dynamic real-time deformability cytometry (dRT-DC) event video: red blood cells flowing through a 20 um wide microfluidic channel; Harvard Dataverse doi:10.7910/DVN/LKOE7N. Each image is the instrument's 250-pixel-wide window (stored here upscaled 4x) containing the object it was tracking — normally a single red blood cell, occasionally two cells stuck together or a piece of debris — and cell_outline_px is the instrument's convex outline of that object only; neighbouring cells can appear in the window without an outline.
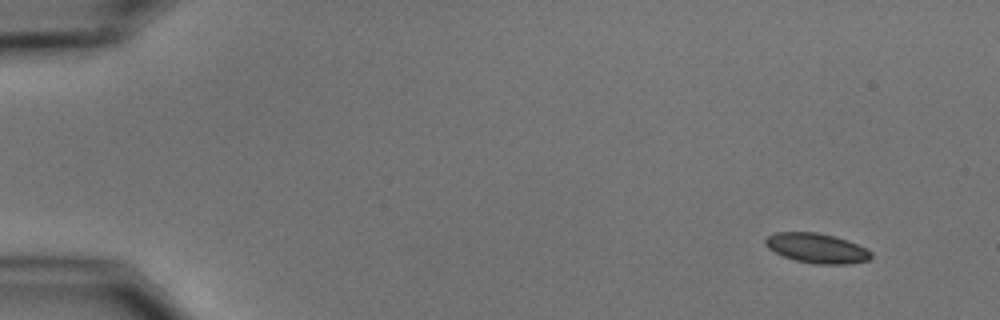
{"species": "common noctule bat (a hibernating species)", "species_latin": "Nyctalus noctula", "temperature_condition": "cold", "stored_images_in_passage": 4, "camera_frame_rate_fps": 3000, "um_per_image_px": 0.085, "animal": {"sex": "male", "body_mass_g": 15.6}, "frame": {"image": 1, "passage_image": 1, "time_ms": 0.0, "image_size_px": [1000, 320], "cell_outline_px": [[872, 256], [868, 260], [848, 264], [812, 264], [796, 260], [784, 256], [768, 248], [764, 244], [764, 240], [768, 236], [776, 232], [816, 232], [848, 240], [872, 252]], "centroid_in_image_um": [69.41, 21.1], "position_along_channel_um": 15.6, "area_um2": 18.21}}